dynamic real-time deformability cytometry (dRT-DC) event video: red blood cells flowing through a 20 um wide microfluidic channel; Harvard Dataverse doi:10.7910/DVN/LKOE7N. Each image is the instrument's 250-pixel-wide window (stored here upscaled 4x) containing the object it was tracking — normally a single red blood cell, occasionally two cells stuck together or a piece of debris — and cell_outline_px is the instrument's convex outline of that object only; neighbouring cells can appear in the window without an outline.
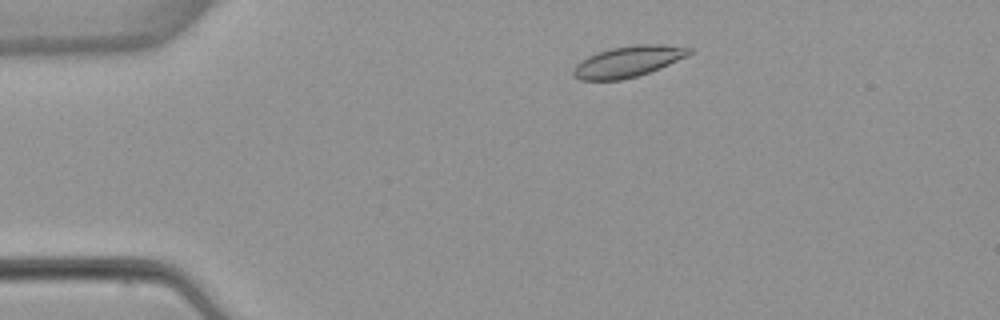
{"species": "common noctule bat (a hibernating species)", "species_latin": "Nyctalus noctula", "temperature_condition": "warm", "stored_images_in_passage": 3, "camera_frame_rate_fps": 3000, "um_per_image_px": 0.085, "animal": {"sex": "female", "body_mass_g": 22.7, "forearm_length_mm": 54.2}, "frame": {"image": 1, "passage_image": 2, "time_ms": 1.333, "image_size_px": [1000, 320], "cell_outline_px": [[692, 52], [688, 56], [660, 68], [636, 76], [620, 80], [580, 80], [572, 72], [576, 64], [580, 60], [588, 56], [612, 48], [640, 44], [664, 44], [692, 48]], "centroid_in_image_um": [53.41, 5.22], "position_along_channel_um": 31.6, "area_um2": 20.75}}